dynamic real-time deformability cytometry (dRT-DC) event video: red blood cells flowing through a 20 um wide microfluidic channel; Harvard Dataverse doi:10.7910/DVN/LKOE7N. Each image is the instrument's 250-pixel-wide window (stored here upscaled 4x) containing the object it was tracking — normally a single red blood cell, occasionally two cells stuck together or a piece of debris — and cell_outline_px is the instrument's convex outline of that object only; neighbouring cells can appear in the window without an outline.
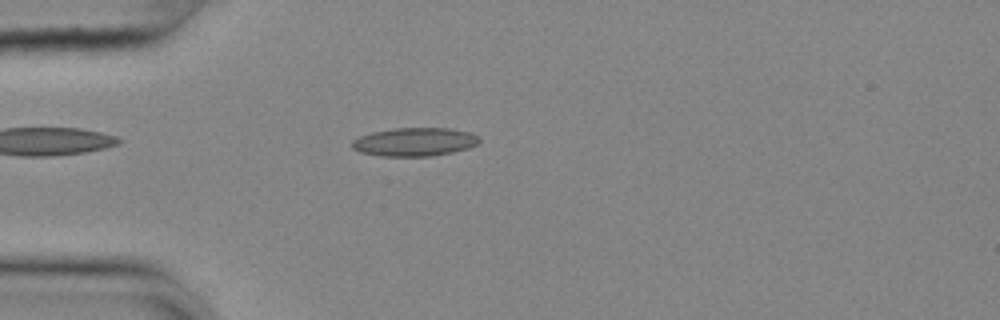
{"species": "common noctule bat (a hibernating species)", "species_latin": "Nyctalus noctula", "temperature_condition": "cold", "stored_images_in_passage": 46, "camera_frame_rate_fps": 3000, "um_per_image_px": 0.085, "animal": {"sex": "female", "body_mass_g": 25.1}, "frame": {"image": 1, "passage_image": 6, "time_ms": 1.667, "image_size_px": [1000, 320], "cell_outline_px": [[480, 140], [476, 144], [468, 148], [452, 152], [432, 156], [380, 156], [360, 152], [352, 148], [352, 140], [360, 136], [372, 132], [392, 128], [448, 128], [472, 132]], "centroid_in_image_um": [35.22, 12.06], "position_along_channel_um": 49.8, "area_um2": 21.1}}
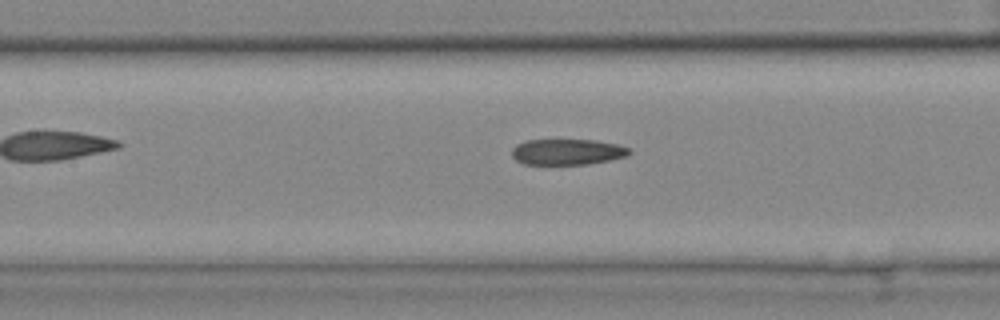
{"frame": {"image": 2, "passage_image": 16, "time_ms": 5.0, "image_size_px": [1000, 320], "cell_outline_px": [[632, 152], [628, 156], [588, 164], [524, 164], [516, 160], [512, 156], [512, 148], [516, 144], [528, 140], [596, 140], [620, 144], [628, 148]], "centroid_in_image_um": [48.24, 12.9], "position_along_channel_um": 159.2, "area_um2": 17.74}}
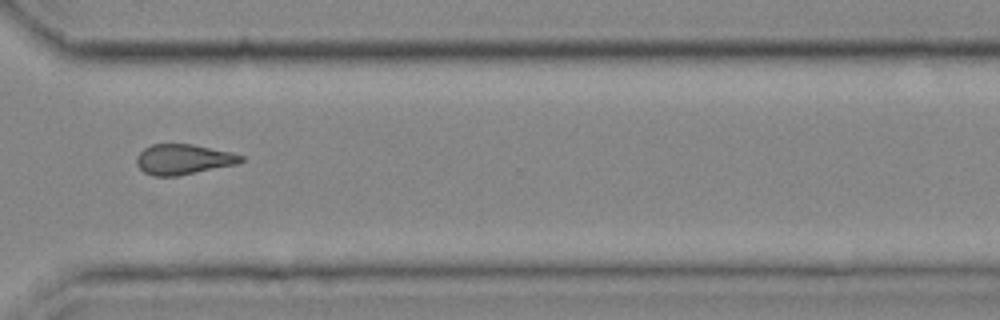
{"frame": {"image": 3, "passage_image": 32, "time_ms": 10.333, "image_size_px": [1000, 320], "cell_outline_px": [[244, 160], [236, 164], [176, 176], [152, 176], [144, 172], [136, 164], [136, 156], [144, 148], [152, 144], [192, 144], [232, 152], [244, 156]], "centroid_in_image_um": [15.57, 13.54], "position_along_channel_um": 355.0, "area_um2": 18.38}, "authors_computed_cell_mechanics": {"area_um2": 18.496, "velocity_mm_per_s": 3.6601, "shape_relaxation_time_tau1_ms": null, "shape_relaxation_time_tau2_ms": 5.3933, "deformation_change_tau1": null, "deformation_change_tau2": 0.1465}}